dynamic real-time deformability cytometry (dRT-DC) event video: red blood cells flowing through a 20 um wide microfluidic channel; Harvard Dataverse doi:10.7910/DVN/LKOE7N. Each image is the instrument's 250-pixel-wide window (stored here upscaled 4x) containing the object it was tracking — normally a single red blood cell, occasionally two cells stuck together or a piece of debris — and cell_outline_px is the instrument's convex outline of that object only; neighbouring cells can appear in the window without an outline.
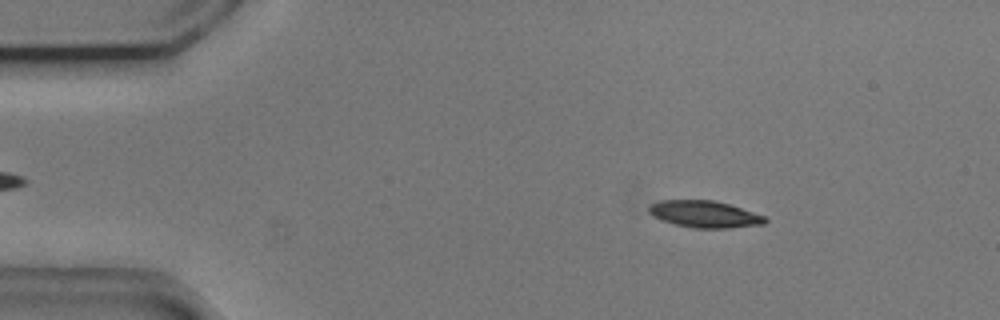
{"species": "common noctule bat (a hibernating species)", "species_latin": "Nyctalus noctula", "temperature_condition": "cold", "stored_images_in_passage": 50, "camera_frame_rate_fps": 3000, "um_per_image_px": 0.085, "animal": {"sex": "male", "body_mass_g": 20.5, "forearm_length_mm": 52.5}, "frame": {"image": 1, "passage_image": 8, "time_ms": 2.333, "image_size_px": [1000, 320], "cell_outline_px": [[768, 220], [764, 224], [728, 228], [692, 228], [676, 224], [652, 216], [648, 212], [648, 208], [652, 204], [660, 200], [712, 200], [728, 204], [768, 216]], "centroid_in_image_um": [59.93, 18.2], "position_along_channel_um": 25.1, "area_um2": 18.15}}
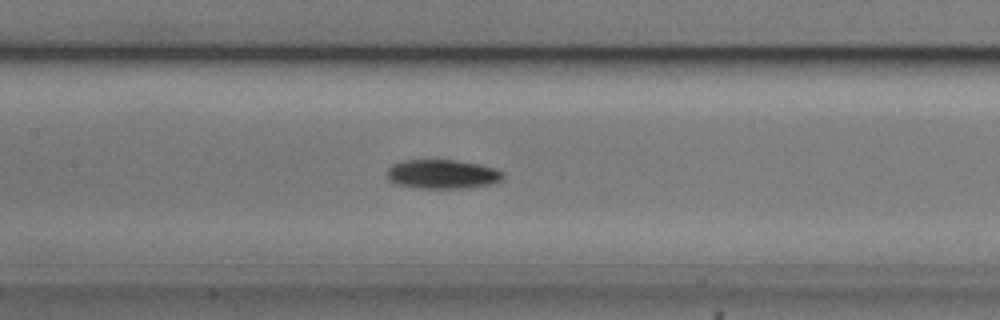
{"frame": {"image": 2, "passage_image": 25, "time_ms": 8.0, "image_size_px": [1000, 320], "cell_outline_px": [[504, 176], [500, 180], [492, 184], [460, 188], [420, 188], [396, 184], [388, 180], [388, 168], [392, 164], [404, 160], [456, 160], [480, 164], [496, 168], [504, 172]], "centroid_in_image_um": [37.62, 14.79], "position_along_channel_um": 169.8, "area_um2": 19.71}}
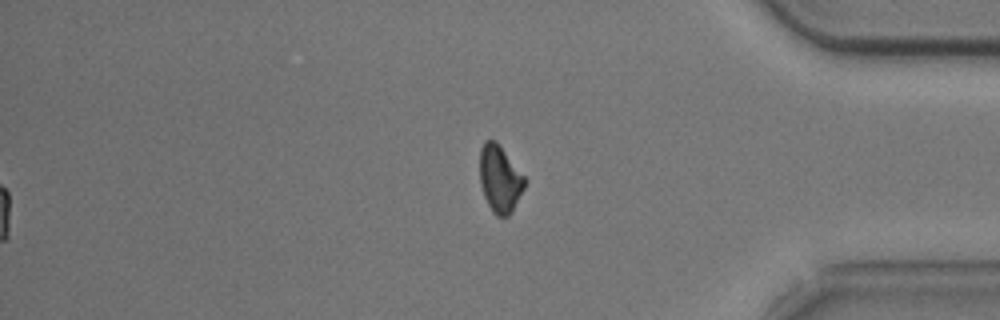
{"frame": {"image": 3, "passage_image": 45, "time_ms": 14.667, "image_size_px": [1000, 320], "cell_outline_px": [[524, 188], [512, 212], [508, 216], [496, 216], [492, 212], [484, 196], [480, 184], [480, 148], [484, 140], [496, 140], [524, 176]], "centroid_in_image_um": [42.46, 15.2], "position_along_channel_um": 392.7, "area_um2": 17.46}}